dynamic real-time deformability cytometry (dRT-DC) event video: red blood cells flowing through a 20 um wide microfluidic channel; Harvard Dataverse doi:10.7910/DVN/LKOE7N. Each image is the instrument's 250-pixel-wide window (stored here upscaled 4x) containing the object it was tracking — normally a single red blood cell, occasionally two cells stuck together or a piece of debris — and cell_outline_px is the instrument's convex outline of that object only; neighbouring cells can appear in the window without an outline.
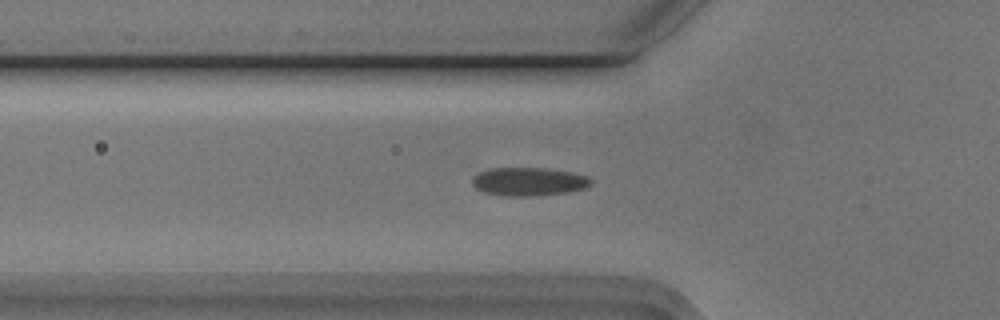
{"species": "Egyptian fruit bat (a non-hibernating species)", "species_latin": "Rousettus aegyptiacus", "temperature_condition": "cold", "stored_images_in_passage": 36, "camera_frame_rate_fps": 3000, "um_per_image_px": 0.085, "animal": {"sex": "male"}, "frame": {"image": 1, "passage_image": 4, "time_ms": 1.0, "image_size_px": [1000, 320], "cell_outline_px": [[592, 184], [584, 188], [568, 192], [528, 196], [508, 196], [484, 192], [476, 188], [472, 184], [472, 176], [480, 172], [492, 168], [544, 168], [572, 172], [588, 176], [592, 180]], "centroid_in_image_um": [44.95, 15.43], "position_along_channel_um": 80.9, "area_um2": 19.54}}
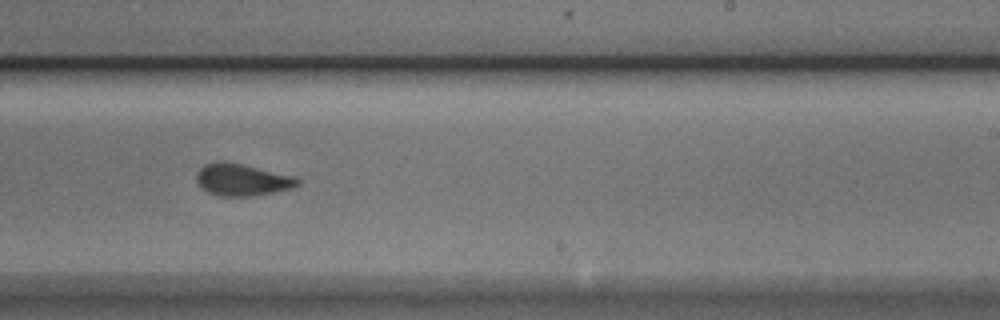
{"frame": {"image": 2, "passage_image": 19, "time_ms": 6.0, "image_size_px": [1000, 320], "cell_outline_px": [[300, 184], [292, 188], [252, 196], [220, 196], [208, 192], [200, 188], [196, 180], [196, 172], [204, 164], [220, 160], [240, 164], [296, 176], [300, 180]], "centroid_in_image_um": [20.55, 15.28], "position_along_channel_um": 268.5, "area_um2": 18.9}}
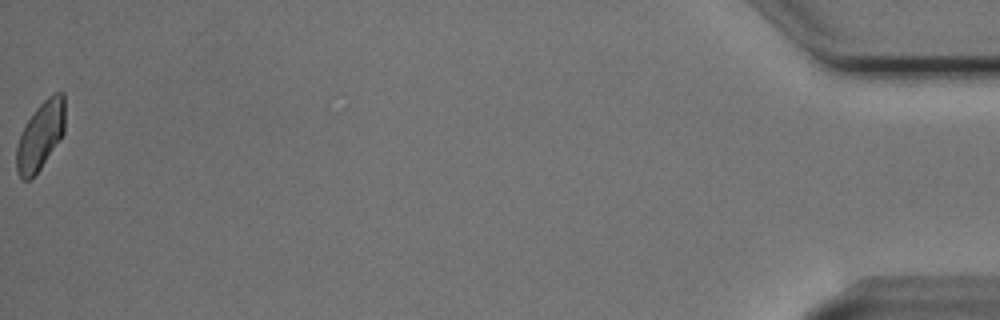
{"frame": {"image": 3, "passage_image": 36, "time_ms": 11.667, "image_size_px": [1000, 320], "cell_outline_px": [[64, 132], [40, 168], [28, 180], [24, 180], [16, 172], [16, 148], [20, 136], [28, 120], [36, 108], [48, 96], [56, 92], [64, 92]], "centroid_in_image_um": [3.43, 11.51], "position_along_channel_um": 431.8, "area_um2": 18.79}, "authors_computed_cell_mechanics": {"area_um2": 19.0162, "velocity_mm_per_s": 3.7439, "shape_relaxation_time_tau1_ms": 2.8199, "shape_relaxation_time_tau2_ms": 1.4527, "deformation_change_tau1": 0.0977, "deformation_change_tau2": 0.0607}}